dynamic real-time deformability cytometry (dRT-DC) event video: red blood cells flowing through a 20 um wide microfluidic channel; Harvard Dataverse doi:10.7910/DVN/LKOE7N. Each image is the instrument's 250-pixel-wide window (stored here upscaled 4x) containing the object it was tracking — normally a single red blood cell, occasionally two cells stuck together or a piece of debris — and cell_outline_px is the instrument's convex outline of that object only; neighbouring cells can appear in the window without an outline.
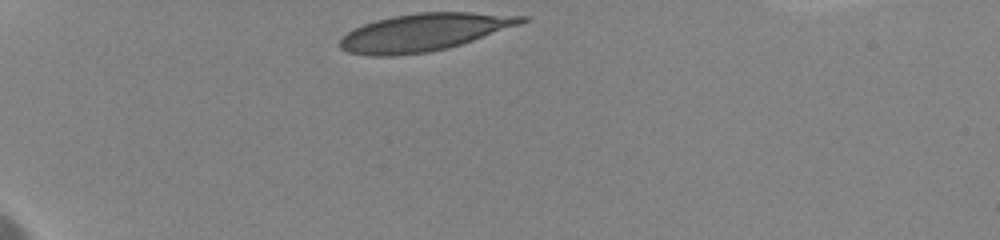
{"species": "human", "species_latin": "Homo sapiens", "temperature_condition": "cold", "stored_images_in_passage": 45, "camera_frame_rate_fps": 3000, "um_per_image_px": 0.085, "donor": {"sex": "female"}, "frame": {"image": 1, "passage_image": 1, "time_ms": 0.0, "image_size_px": [1000, 240], "cell_outline_px": [[528, 20], [520, 24], [448, 48], [428, 52], [396, 56], [372, 56], [348, 52], [340, 48], [340, 40], [348, 32], [364, 24], [376, 20], [416, 12], [472, 12], [528, 16]], "centroid_in_image_um": [36.04, 2.74], "position_along_channel_um": 49.0, "area_um2": 39.3}, "authors_computed_cell_mechanics": {"area_um2": 39.2462, "velocity_mm_per_s": 3.5726, "shape_relaxation_time_tau1_ms": 4.2322, "shape_relaxation_time_tau2_ms": 1.3631, "deformation_change_tau1": 0.1878, "deformation_change_tau2": 0.0904}}